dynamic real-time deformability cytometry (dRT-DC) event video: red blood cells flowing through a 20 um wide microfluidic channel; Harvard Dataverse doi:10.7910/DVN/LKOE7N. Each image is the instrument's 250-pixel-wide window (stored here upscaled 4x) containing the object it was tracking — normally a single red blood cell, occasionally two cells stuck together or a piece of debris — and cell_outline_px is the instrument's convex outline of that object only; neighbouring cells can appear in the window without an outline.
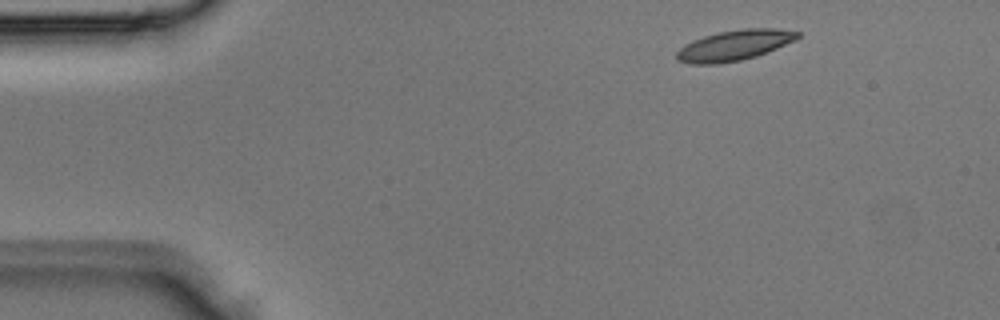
{"species": "Egyptian fruit bat (a non-hibernating species)", "species_latin": "Rousettus aegyptiacus", "temperature_condition": "room temperature", "stored_images_in_passage": 4, "segment_of_instrument_passage": [1, 2], "camera_frame_rate_fps": 3000, "um_per_image_px": 0.085, "animal": {"sex": "male"}, "frame": {"image": 1, "passage_image": 1, "time_ms": 0.0, "image_size_px": [1000, 320], "cell_outline_px": [[800, 36], [796, 40], [756, 56], [740, 60], [720, 64], [692, 64], [676, 60], [676, 52], [684, 44], [692, 40], [704, 36], [720, 32], [744, 28], [772, 28], [800, 32]], "centroid_in_image_um": [62.39, 3.85], "position_along_channel_um": 22.6, "area_um2": 21.39}}
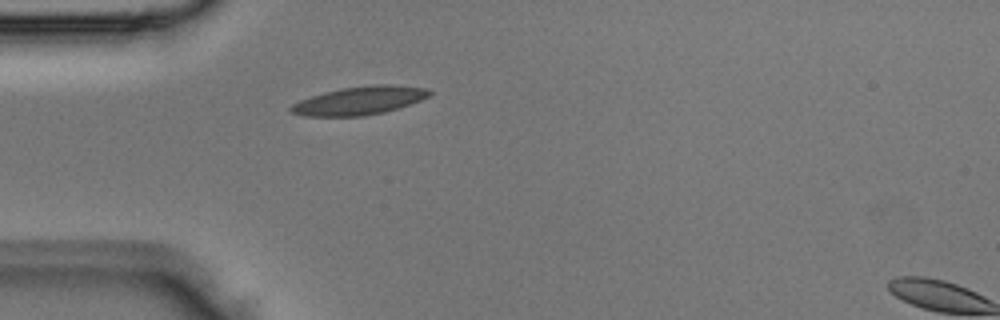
{"frame": {"image": 2, "passage_image": 3, "time_ms": 0.667, "image_size_px": [1000, 320], "cell_outline_px": [[432, 92], [428, 96], [420, 100], [384, 112], [364, 116], [304, 116], [292, 112], [288, 108], [292, 104], [300, 100], [324, 92], [340, 88], [372, 84], [392, 84], [428, 88]], "centroid_in_image_um": [30.55, 8.54], "position_along_channel_um": 54.5, "area_um2": 22.77}}